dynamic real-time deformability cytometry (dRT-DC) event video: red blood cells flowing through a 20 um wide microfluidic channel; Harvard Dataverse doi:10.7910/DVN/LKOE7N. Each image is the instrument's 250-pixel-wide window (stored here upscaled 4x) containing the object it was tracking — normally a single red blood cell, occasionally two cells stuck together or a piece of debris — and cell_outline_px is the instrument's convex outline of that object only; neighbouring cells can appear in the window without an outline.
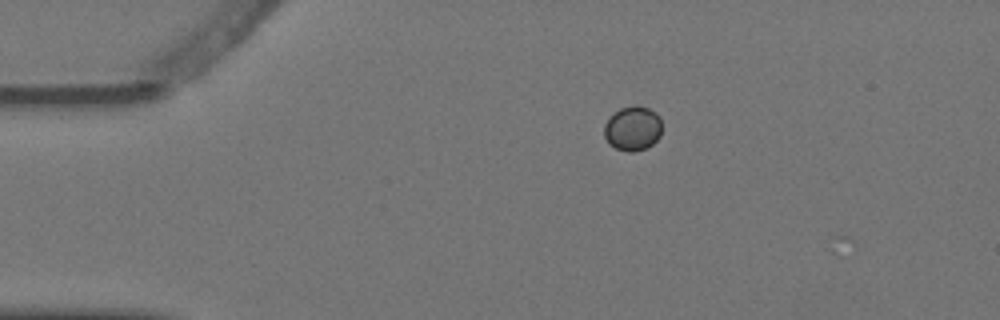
{"species": "Egyptian fruit bat (a non-hibernating species)", "species_latin": "Rousettus aegyptiacus", "temperature_condition": "warm", "stored_images_in_passage": 2, "camera_frame_rate_fps": 3000, "um_per_image_px": 0.085, "animal": {"sex": "female"}, "frame": {"image": 1, "passage_image": 1, "time_ms": 0.0, "image_size_px": [1000, 320], "cell_outline_px": [[660, 136], [652, 144], [644, 148], [632, 152], [628, 152], [616, 148], [608, 144], [604, 136], [604, 124], [608, 116], [620, 108], [636, 104], [648, 108], [656, 112], [660, 116]], "centroid_in_image_um": [53.74, 10.89], "position_along_channel_um": 31.3, "area_um2": 15.14}}